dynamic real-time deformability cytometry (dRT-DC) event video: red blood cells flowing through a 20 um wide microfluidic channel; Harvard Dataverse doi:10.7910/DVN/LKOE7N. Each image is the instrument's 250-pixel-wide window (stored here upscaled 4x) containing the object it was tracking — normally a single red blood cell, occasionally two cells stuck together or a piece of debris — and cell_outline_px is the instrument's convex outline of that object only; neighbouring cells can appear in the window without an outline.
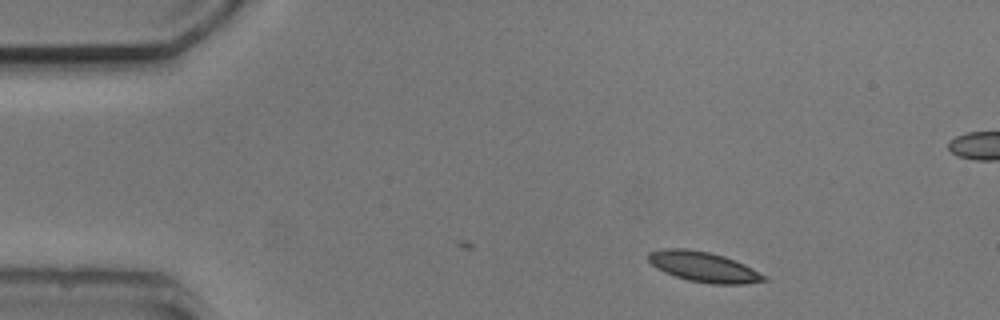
{"species": "common noctule bat (a hibernating species)", "species_latin": "Nyctalus noctula", "temperature_condition": "cold", "stored_images_in_passage": 5, "camera_frame_rate_fps": 3000, "um_per_image_px": 0.085, "animal": {"sex": "male", "body_mass_g": 20.5, "forearm_length_mm": 52.5}, "frame": {"image": 1, "passage_image": 1, "time_ms": 0.0, "image_size_px": [1000, 320], "cell_outline_px": [[768, 280], [744, 284], [712, 284], [688, 280], [664, 272], [656, 268], [648, 260], [648, 252], [664, 248], [688, 248], [708, 252], [724, 256], [744, 264], [768, 276]], "centroid_in_image_um": [59.81, 22.68], "position_along_channel_um": 25.2, "area_um2": 20.4}}